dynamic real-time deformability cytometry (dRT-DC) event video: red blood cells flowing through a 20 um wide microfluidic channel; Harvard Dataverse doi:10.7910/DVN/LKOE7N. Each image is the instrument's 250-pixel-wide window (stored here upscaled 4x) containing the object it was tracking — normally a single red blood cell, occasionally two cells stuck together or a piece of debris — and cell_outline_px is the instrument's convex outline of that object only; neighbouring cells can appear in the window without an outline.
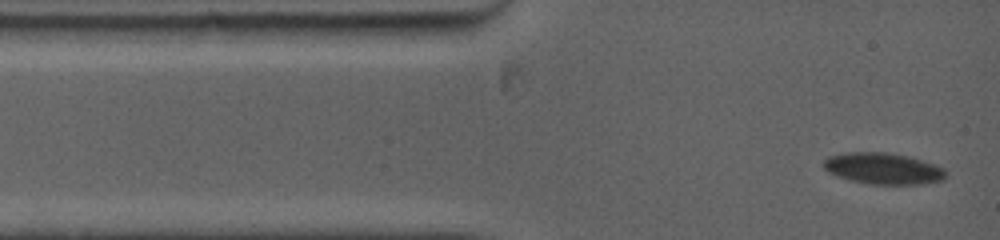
{"species": "common noctule bat (a hibernating species)", "species_latin": "Nyctalus noctula", "temperature_condition": "warm", "stored_images_in_passage": 8, "camera_frame_rate_fps": 5000, "um_per_image_px": 0.085, "animal": {"sex": "female", "body_mass_g": 19.0, "forearm_length_mm": 53.3}, "frame": {"image": 1, "passage_image": 1, "time_ms": 0.0, "image_size_px": [1000, 240], "cell_outline_px": [[948, 176], [944, 180], [924, 184], [868, 184], [836, 176], [828, 172], [824, 168], [824, 160], [828, 156], [848, 152], [884, 152], [908, 156], [936, 164], [944, 168], [948, 172]], "centroid_in_image_um": [75.12, 14.33], "position_along_channel_um": 9.9, "area_um2": 22.54}}
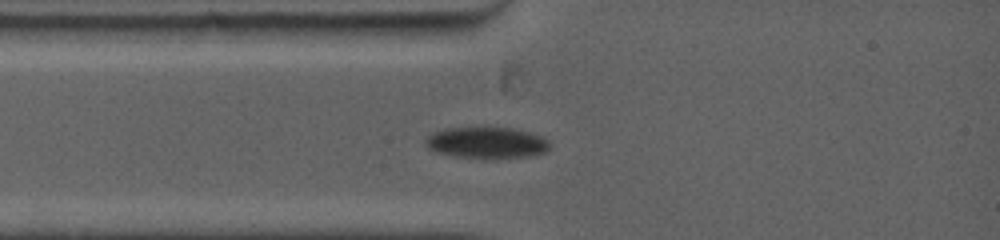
{"frame": {"image": 2, "passage_image": 6, "time_ms": 2.0, "image_size_px": [1000, 240], "cell_outline_px": [[548, 148], [544, 152], [528, 156], [456, 156], [436, 152], [428, 148], [424, 144], [424, 140], [432, 132], [444, 128], [512, 128], [544, 136], [548, 140]], "centroid_in_image_um": [41.31, 12.09], "position_along_channel_um": 43.7, "area_um2": 21.91}}
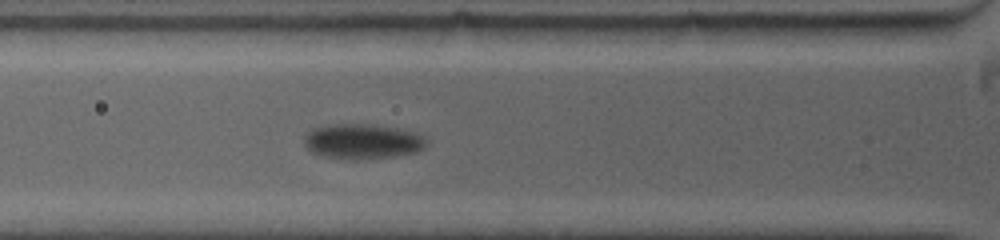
{"frame": {"image": 3, "passage_image": 8, "time_ms": 3.4, "image_size_px": [1000, 240], "cell_outline_px": [[428, 144], [424, 148], [416, 152], [392, 156], [356, 160], [320, 156], [312, 152], [304, 144], [304, 136], [312, 128], [332, 124], [372, 124], [396, 128], [416, 132], [424, 136], [428, 140]], "centroid_in_image_um": [30.82, 12.01], "position_along_channel_um": 95.0, "area_um2": 25.2}}